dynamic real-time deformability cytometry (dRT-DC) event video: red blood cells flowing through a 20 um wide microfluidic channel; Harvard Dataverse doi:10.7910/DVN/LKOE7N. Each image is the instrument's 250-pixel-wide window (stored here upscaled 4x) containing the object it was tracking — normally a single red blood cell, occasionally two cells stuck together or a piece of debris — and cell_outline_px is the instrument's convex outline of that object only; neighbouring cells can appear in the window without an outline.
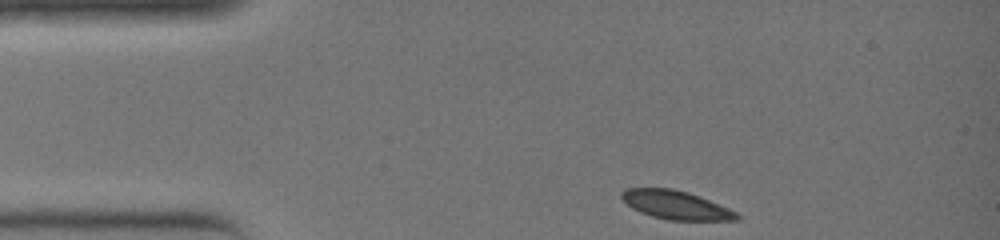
{"species": "common noctule bat (a hibernating species)", "species_latin": "Nyctalus noctula", "temperature_condition": "warm", "stored_images_in_passage": 27, "camera_frame_rate_fps": 3000, "um_per_image_px": 0.085, "animal": {"sex": "female", "body_mass_g": 19.0, "forearm_length_mm": 51.5}, "frame": {"image": 1, "passage_image": 1, "time_ms": 0.0, "image_size_px": [1000, 240], "cell_outline_px": [[740, 220], [668, 220], [652, 216], [640, 212], [632, 208], [620, 196], [620, 192], [624, 188], [672, 188], [688, 192], [728, 208], [736, 212], [740, 216]], "centroid_in_image_um": [57.42, 17.42], "position_along_channel_um": 27.6, "area_um2": 19.07}}
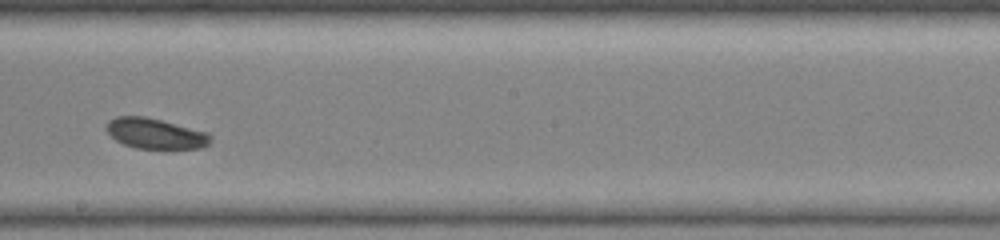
{"frame": {"image": 2, "passage_image": 16, "time_ms": 5.0, "image_size_px": [1000, 240], "cell_outline_px": [[212, 140], [208, 144], [200, 148], [136, 148], [124, 144], [116, 140], [104, 128], [108, 120], [116, 116], [144, 116], [208, 132], [212, 136]], "centroid_in_image_um": [13.19, 11.34], "position_along_channel_um": 235.0, "area_um2": 18.38}}
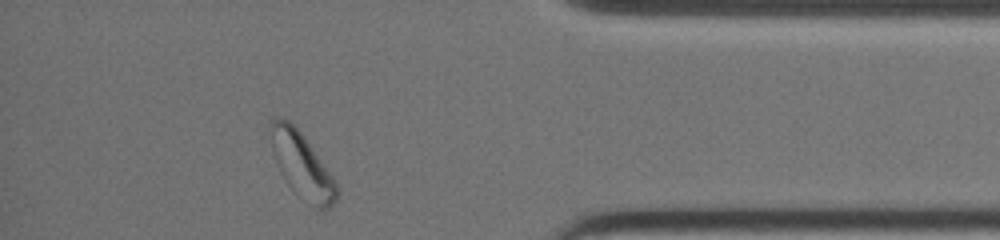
{"frame": {"image": 3, "passage_image": 27, "time_ms": 8.667, "image_size_px": [1000, 240], "cell_outline_px": [[336, 200], [328, 208], [320, 212], [288, 184], [284, 180], [276, 164], [272, 152], [268, 124], [276, 116], [280, 116], [288, 120], [300, 132], [332, 176], [336, 184]], "centroid_in_image_um": [25.59, 14.01], "position_along_channel_um": 409.6, "area_um2": 24.62}}